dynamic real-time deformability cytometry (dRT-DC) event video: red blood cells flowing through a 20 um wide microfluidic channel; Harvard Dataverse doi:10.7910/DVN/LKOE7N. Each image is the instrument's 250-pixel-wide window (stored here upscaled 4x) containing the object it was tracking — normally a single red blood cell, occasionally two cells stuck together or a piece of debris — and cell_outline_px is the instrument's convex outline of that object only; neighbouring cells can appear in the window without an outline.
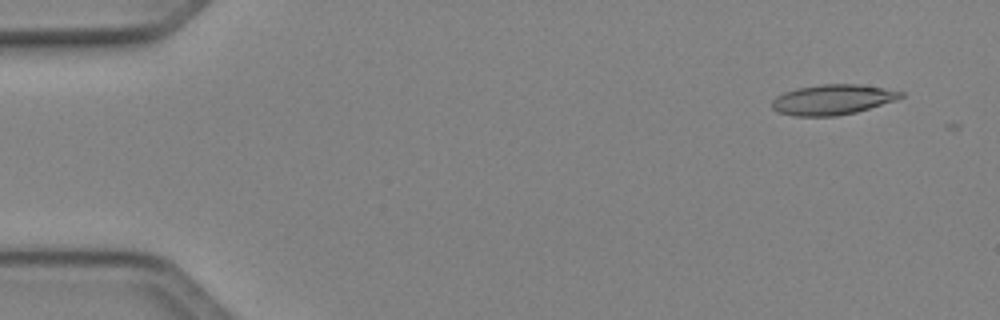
{"species": "Egyptian fruit bat (a non-hibernating species)", "species_latin": "Rousettus aegyptiacus", "temperature_condition": "cold", "stored_images_in_passage": 6, "camera_frame_rate_fps": 3000, "um_per_image_px": 0.085, "animal": {"sex": "female"}, "frame": {"image": 1, "passage_image": 4, "time_ms": 1.0, "image_size_px": [1000, 320], "cell_outline_px": [[904, 96], [896, 100], [856, 112], [836, 116], [796, 116], [780, 112], [772, 108], [772, 100], [776, 96], [784, 92], [796, 88], [820, 84], [856, 84], [904, 92]], "centroid_in_image_um": [70.75, 8.47], "position_along_channel_um": 14.3, "area_um2": 22.48}}